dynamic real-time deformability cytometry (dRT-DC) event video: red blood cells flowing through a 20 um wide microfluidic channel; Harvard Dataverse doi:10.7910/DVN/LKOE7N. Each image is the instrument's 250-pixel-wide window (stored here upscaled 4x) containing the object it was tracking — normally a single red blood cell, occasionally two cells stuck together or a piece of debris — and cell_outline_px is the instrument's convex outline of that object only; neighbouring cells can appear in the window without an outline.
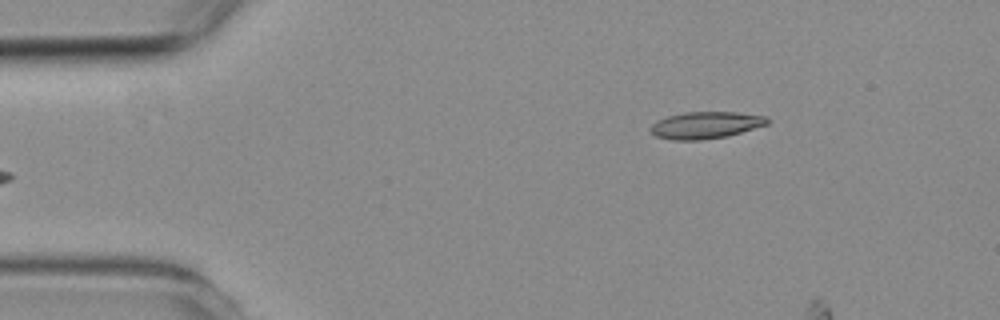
{"species": "common noctule bat (a hibernating species)", "species_latin": "Nyctalus noctula", "temperature_condition": "room temperature", "stored_images_in_passage": 4, "camera_frame_rate_fps": 3000, "um_per_image_px": 0.085, "animal": {"sex": "female", "body_mass_g": 19.3, "forearm_length_mm": 54.1}, "frame": {"image": 1, "passage_image": 4, "time_ms": 4.0, "image_size_px": [1000, 320], "cell_outline_px": [[768, 124], [728, 136], [700, 140], [672, 140], [656, 136], [648, 128], [656, 120], [668, 116], [684, 112], [736, 112], [768, 116]], "centroid_in_image_um": [59.97, 10.63], "position_along_channel_um": 25.0, "area_um2": 18.38}}